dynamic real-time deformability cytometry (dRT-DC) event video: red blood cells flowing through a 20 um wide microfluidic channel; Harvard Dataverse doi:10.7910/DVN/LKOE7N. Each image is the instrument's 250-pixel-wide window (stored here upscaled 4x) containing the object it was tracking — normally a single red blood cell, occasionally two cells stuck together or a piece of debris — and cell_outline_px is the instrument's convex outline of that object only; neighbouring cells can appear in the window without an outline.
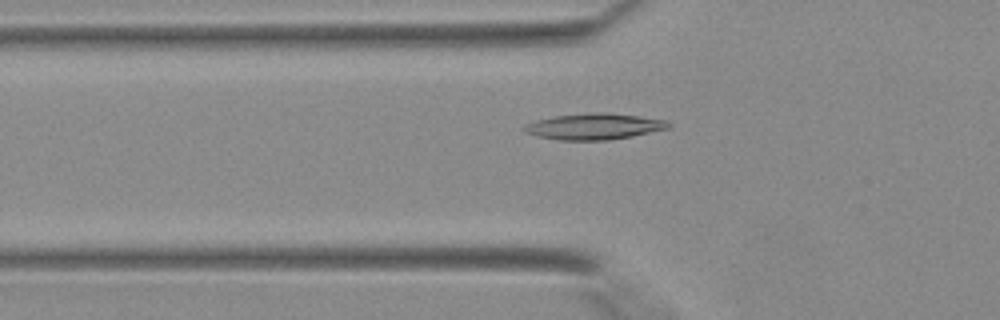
{"species": "Egyptian fruit bat (a non-hibernating species)", "species_latin": "Rousettus aegyptiacus", "temperature_condition": "warm", "stored_images_in_passage": 42, "camera_frame_rate_fps": 3000, "um_per_image_px": 0.085, "animal": {"sex": "female"}, "frame": {"image": 1, "passage_image": 15, "time_ms": 4.667, "image_size_px": [1000, 320], "cell_outline_px": [[672, 124], [668, 128], [632, 136], [608, 140], [560, 140], [540, 136], [524, 132], [520, 128], [524, 124], [536, 120], [556, 116], [596, 112], [604, 112], [668, 120]], "centroid_in_image_um": [50.48, 10.75], "position_along_channel_um": 75.3, "area_um2": 21.79}}
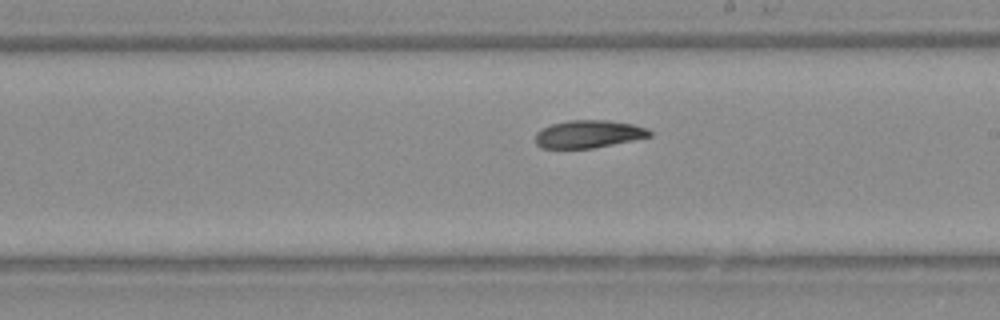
{"frame": {"image": 2, "passage_image": 25, "time_ms": 8.0, "image_size_px": [1000, 320], "cell_outline_px": [[652, 136], [592, 148], [540, 148], [536, 144], [536, 132], [552, 124], [568, 120], [608, 120], [632, 124], [648, 128], [652, 132]], "centroid_in_image_um": [50.03, 11.39], "position_along_channel_um": 239.0, "area_um2": 18.32}}
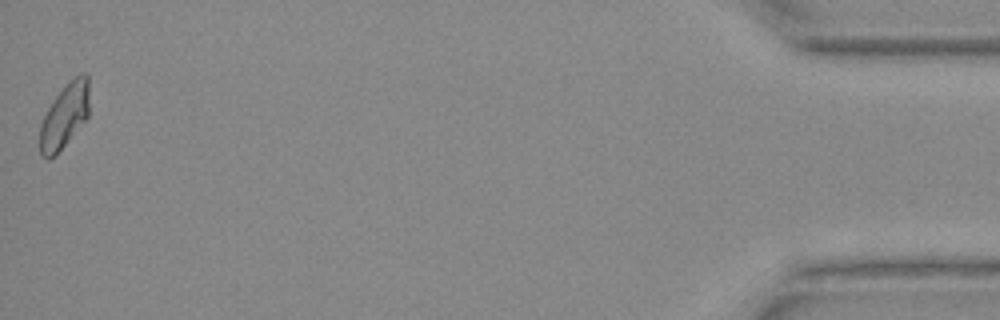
{"frame": {"image": 3, "passage_image": 42, "time_ms": 13.667, "image_size_px": [1000, 320], "cell_outline_px": [[88, 116], [64, 144], [48, 160], [40, 156], [40, 124], [52, 100], [80, 72], [88, 72]], "centroid_in_image_um": [5.47, 9.83], "position_along_channel_um": 429.7, "area_um2": 17.98}}